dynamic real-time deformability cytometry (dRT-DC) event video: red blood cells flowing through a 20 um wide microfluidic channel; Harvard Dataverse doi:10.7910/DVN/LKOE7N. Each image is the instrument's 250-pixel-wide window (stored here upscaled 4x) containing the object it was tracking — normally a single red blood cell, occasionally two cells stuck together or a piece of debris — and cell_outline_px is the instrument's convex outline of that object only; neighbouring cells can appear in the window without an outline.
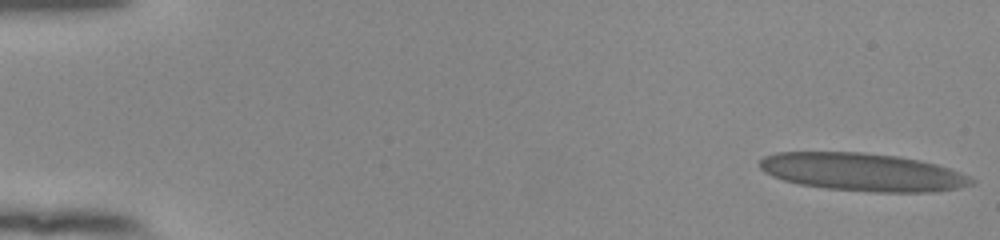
{"species": "human", "species_latin": "Homo sapiens", "temperature_condition": "room temperature", "stored_images_in_passage": 20, "camera_frame_rate_fps": 3000, "um_per_image_px": 0.085, "donor": {"sex": "female"}, "frame": {"image": 1, "passage_image": 1, "time_ms": 0.0, "image_size_px": [1000, 240], "cell_outline_px": [[976, 180], [972, 184], [956, 188], [936, 192], [876, 192], [828, 188], [800, 184], [784, 180], [772, 176], [764, 172], [760, 168], [760, 160], [764, 156], [776, 152], [864, 152], [896, 156], [920, 160], [936, 164], [960, 172]], "centroid_in_image_um": [73.31, 14.62], "position_along_channel_um": 11.7, "area_um2": 46.64}}